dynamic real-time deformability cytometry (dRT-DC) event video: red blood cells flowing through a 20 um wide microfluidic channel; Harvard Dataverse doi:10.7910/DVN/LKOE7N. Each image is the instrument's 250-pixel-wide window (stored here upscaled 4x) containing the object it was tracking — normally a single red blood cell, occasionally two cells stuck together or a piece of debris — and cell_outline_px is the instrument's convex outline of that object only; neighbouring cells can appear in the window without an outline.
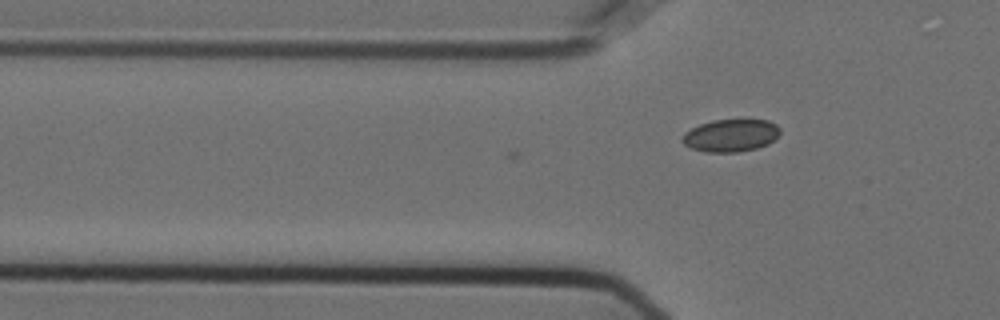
{"species": "Egyptian fruit bat (a non-hibernating species)", "species_latin": "Rousettus aegyptiacus", "temperature_condition": "cold", "stored_images_in_passage": 6, "camera_frame_rate_fps": 3000, "um_per_image_px": 0.085, "animal": {"sex": "female"}, "frame": {"image": 1, "passage_image": 6, "time_ms": 1.667, "image_size_px": [1000, 320], "cell_outline_px": [[780, 132], [768, 144], [756, 148], [736, 152], [704, 152], [692, 148], [684, 144], [680, 140], [684, 132], [700, 124], [712, 120], [744, 116], [768, 120], [776, 124], [780, 128]], "centroid_in_image_um": [62.12, 11.45], "position_along_channel_um": 63.7, "area_um2": 19.25}}